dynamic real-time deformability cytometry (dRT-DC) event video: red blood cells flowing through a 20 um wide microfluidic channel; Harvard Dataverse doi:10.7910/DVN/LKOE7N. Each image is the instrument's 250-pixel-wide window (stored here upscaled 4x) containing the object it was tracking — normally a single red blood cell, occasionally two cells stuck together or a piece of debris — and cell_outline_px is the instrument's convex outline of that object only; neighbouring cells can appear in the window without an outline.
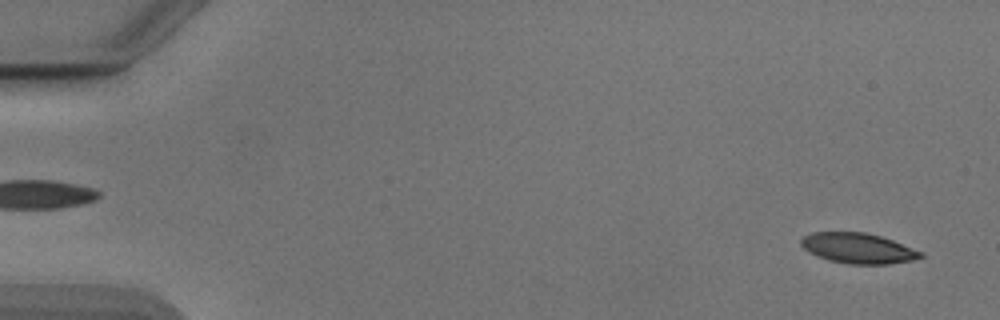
{"species": "Egyptian fruit bat (a non-hibernating species)", "species_latin": "Rousettus aegyptiacus", "temperature_condition": "cold", "stored_images_in_passage": 52, "camera_frame_rate_fps": 3000, "um_per_image_px": 0.085, "animal": {"sex": "male"}, "frame": {"image": 1, "passage_image": 2, "time_ms": 0.333, "image_size_px": [1000, 320], "cell_outline_px": [[924, 256], [912, 260], [888, 264], [848, 264], [828, 260], [808, 252], [800, 244], [800, 240], [804, 236], [812, 232], [864, 232], [880, 236], [892, 240], [924, 252]], "centroid_in_image_um": [72.93, 21.1], "position_along_channel_um": 12.1, "area_um2": 21.15}}
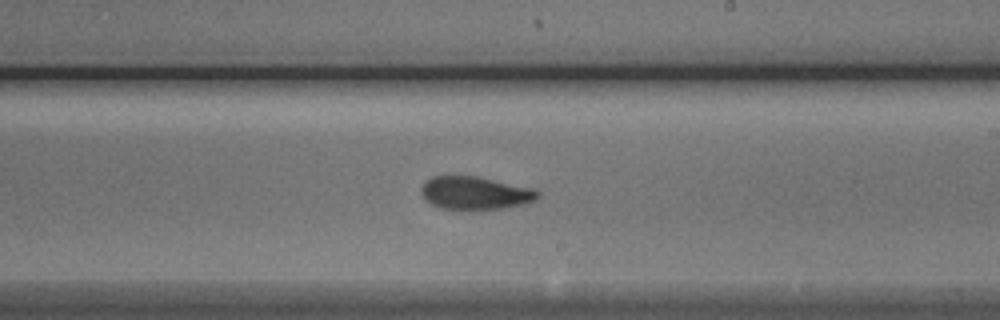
{"frame": {"image": 2, "passage_image": 31, "time_ms": 10.0, "image_size_px": [1000, 320], "cell_outline_px": [[540, 196], [536, 200], [524, 204], [504, 208], [476, 212], [468, 212], [440, 208], [424, 200], [420, 196], [420, 188], [432, 176], [476, 176], [536, 188], [540, 192]], "centroid_in_image_um": [40.4, 16.45], "position_along_channel_um": 248.6, "area_um2": 23.41}}
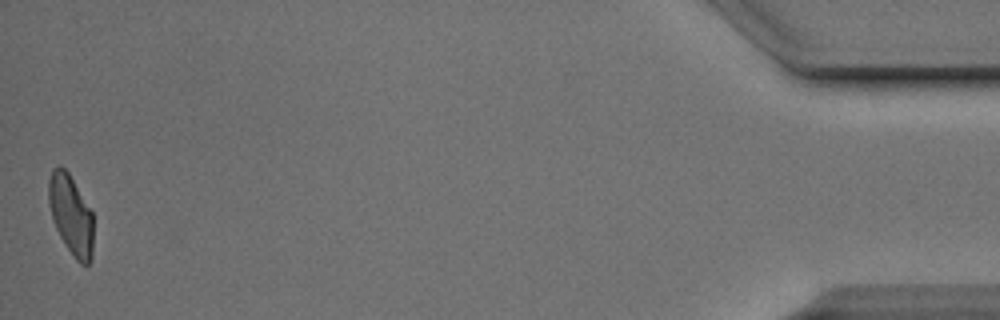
{"frame": {"image": 3, "passage_image": 52, "time_ms": 17.0, "image_size_px": [1000, 320], "cell_outline_px": [[92, 260], [88, 264], [80, 264], [76, 260], [60, 236], [52, 220], [48, 200], [48, 180], [52, 168], [60, 164], [68, 172], [92, 212]], "centroid_in_image_um": [6.0, 18.23], "position_along_channel_um": 429.2, "area_um2": 20.69}, "authors_computed_cell_mechanics": {"area_um2": 22.0507, "velocity_mm_per_s": 3.8848, "shape_relaxation_time_tau1_ms": 4.1824, "shape_relaxation_time_tau2_ms": 2.1186, "deformation_change_tau1": 0.1367, "deformation_change_tau2": 0.0854}}